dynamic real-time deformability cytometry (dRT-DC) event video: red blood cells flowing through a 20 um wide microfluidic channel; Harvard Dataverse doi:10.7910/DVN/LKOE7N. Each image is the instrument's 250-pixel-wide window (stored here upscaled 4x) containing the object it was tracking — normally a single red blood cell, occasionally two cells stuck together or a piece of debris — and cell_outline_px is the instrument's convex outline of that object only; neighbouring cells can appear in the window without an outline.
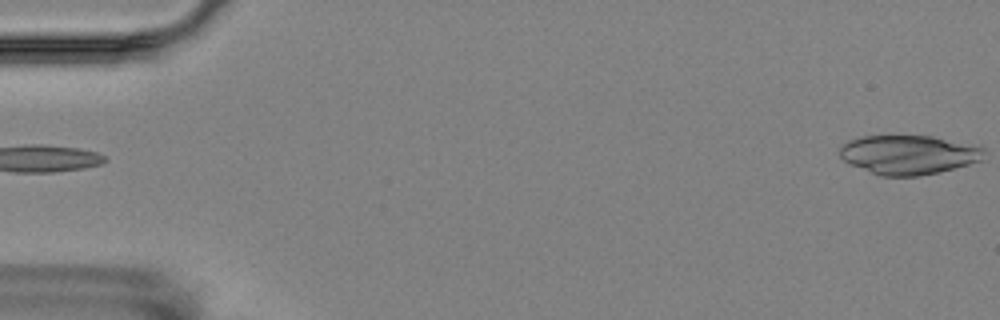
{"species": "Egyptian fruit bat (a non-hibernating species)", "species_latin": "Rousettus aegyptiacus", "temperature_condition": "room temperature", "stored_images_in_passage": 6, "camera_frame_rate_fps": 3000, "um_per_image_px": 0.085, "animal": {"sex": "female"}, "frame": {"image": 1, "passage_image": 6, "time_ms": 6.0, "image_size_px": [1000, 320], "cell_outline_px": [[984, 148], [980, 160], [968, 164], [940, 172], [920, 176], [880, 176], [852, 164], [844, 160], [840, 156], [840, 148], [848, 140], [864, 136], [932, 136], [980, 144]], "centroid_in_image_um": [77.27, 13.14], "position_along_channel_um": 7.7, "area_um2": 32.95}}